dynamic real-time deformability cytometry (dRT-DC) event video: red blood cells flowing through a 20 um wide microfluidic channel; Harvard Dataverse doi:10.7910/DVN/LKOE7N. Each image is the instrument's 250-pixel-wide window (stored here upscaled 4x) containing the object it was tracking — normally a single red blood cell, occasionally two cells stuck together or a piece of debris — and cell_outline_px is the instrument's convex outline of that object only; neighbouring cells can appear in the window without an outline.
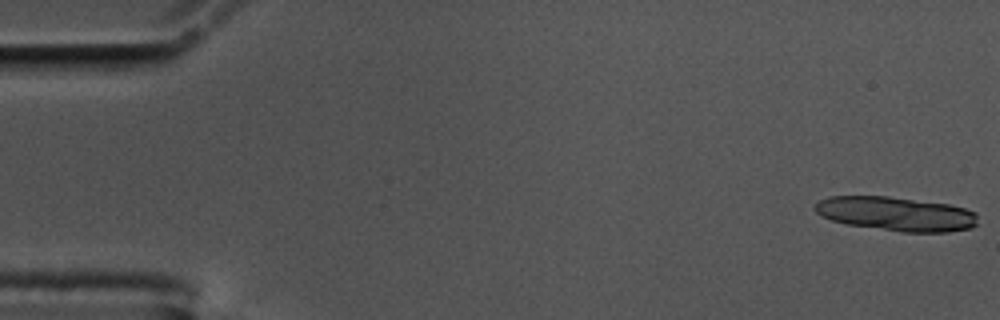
{"species": "common noctule bat (a hibernating species)", "species_latin": "Nyctalus noctula", "temperature_condition": "cold", "stored_images_in_passage": 15, "camera_frame_rate_fps": 3000, "um_per_image_px": 0.085, "animal": {"sex": "male", "body_mass_g": 17.5, "forearm_length_mm": 52.3}, "frame": {"image": 1, "passage_image": 1, "time_ms": 0.0, "image_size_px": [1000, 320], "cell_outline_px": [[976, 224], [972, 228], [948, 232], [900, 232], [848, 224], [832, 220], [820, 216], [812, 208], [820, 200], [828, 196], [888, 196], [948, 204], [964, 208], [976, 212]], "centroid_in_image_um": [76.15, 18.18], "position_along_channel_um": 8.8, "area_um2": 32.43}}